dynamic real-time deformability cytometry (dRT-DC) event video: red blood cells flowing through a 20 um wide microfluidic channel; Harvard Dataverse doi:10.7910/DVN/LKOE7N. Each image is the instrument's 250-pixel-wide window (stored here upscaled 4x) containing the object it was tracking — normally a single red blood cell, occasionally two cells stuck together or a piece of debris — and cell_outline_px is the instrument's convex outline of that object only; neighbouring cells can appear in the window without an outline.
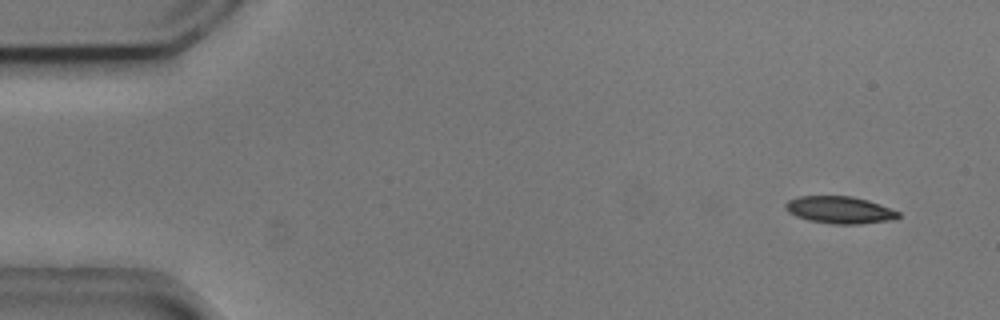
{"species": "common noctule bat (a hibernating species)", "species_latin": "Nyctalus noctula", "temperature_condition": "cold", "stored_images_in_passage": 55, "camera_frame_rate_fps": 3000, "um_per_image_px": 0.085, "animal": {"sex": "male", "body_mass_g": 20.5, "forearm_length_mm": 52.5}, "frame": {"image": 1, "passage_image": 4, "time_ms": 1.0, "image_size_px": [1000, 320], "cell_outline_px": [[900, 216], [896, 220], [860, 224], [832, 224], [808, 220], [796, 216], [788, 212], [784, 208], [784, 204], [788, 200], [800, 196], [852, 196], [868, 200], [880, 204], [900, 212]], "centroid_in_image_um": [71.39, 17.85], "position_along_channel_um": 13.6, "area_um2": 18.09}}
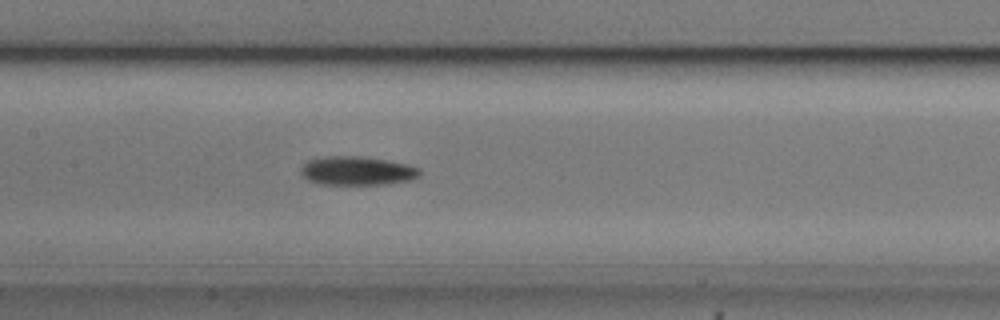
{"frame": {"image": 2, "passage_image": 26, "time_ms": 8.333, "image_size_px": [1000, 320], "cell_outline_px": [[420, 176], [412, 180], [388, 184], [320, 184], [308, 180], [300, 172], [300, 168], [308, 160], [324, 156], [364, 156], [408, 164], [420, 168]], "centroid_in_image_um": [30.38, 14.51], "position_along_channel_um": 177.0, "area_um2": 20.11}}
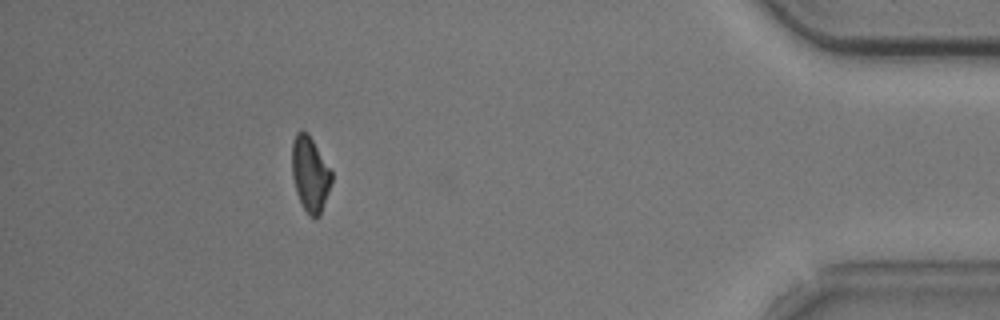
{"frame": {"image": 3, "passage_image": 49, "time_ms": 16.0, "image_size_px": [1000, 320], "cell_outline_px": [[332, 180], [320, 216], [316, 220], [308, 216], [296, 192], [292, 176], [292, 140], [296, 132], [300, 128], [308, 132], [332, 172]], "centroid_in_image_um": [26.34, 14.78], "position_along_channel_um": 408.9, "area_um2": 17.51}, "authors_computed_cell_mechanics": {"area_um2": 18.4382, "velocity_mm_per_s": 3.7234, "shape_relaxation_time_tau1_ms": 6.0634, "shape_relaxation_time_tau2_ms": null, "deformation_change_tau1": 0.134, "deformation_change_tau2": null}}